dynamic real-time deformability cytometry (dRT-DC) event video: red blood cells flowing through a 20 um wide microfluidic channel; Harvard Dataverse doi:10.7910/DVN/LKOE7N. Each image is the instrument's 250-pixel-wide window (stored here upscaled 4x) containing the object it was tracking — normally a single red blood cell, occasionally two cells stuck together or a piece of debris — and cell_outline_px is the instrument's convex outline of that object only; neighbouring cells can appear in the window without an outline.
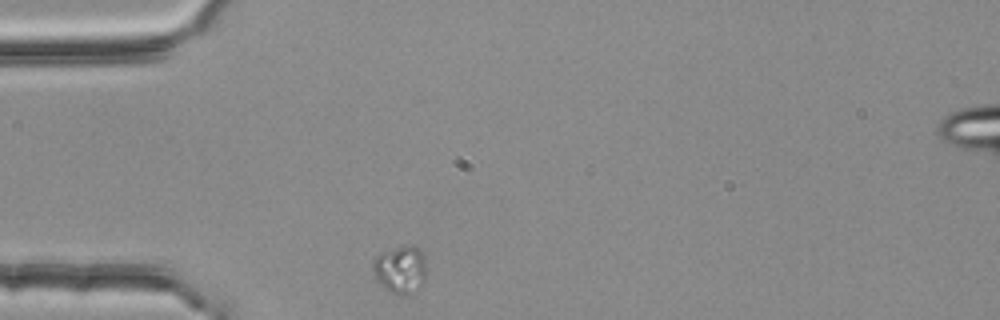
{"species": "common noctule bat (a hibernating species)", "species_latin": "Nyctalus noctula", "temperature_condition": "room temperature", "stored_images_in_passage": 1, "camera_frame_rate_fps": 3000, "um_per_image_px": 0.085, "animal": {"sex": "female", "body_mass_g": 25.1}, "frame": {"image": 1, "passage_image": 1, "time_ms": 0.0, "image_size_px": [1000, 320], "cell_outline_px": [[424, 280], [420, 288], [404, 296], [400, 296], [388, 292], [376, 280], [372, 272], [372, 260], [380, 252], [404, 244], [412, 244], [424, 256]], "centroid_in_image_um": [33.97, 22.91], "position_along_channel_um": 51.0, "area_um2": 15.2}}